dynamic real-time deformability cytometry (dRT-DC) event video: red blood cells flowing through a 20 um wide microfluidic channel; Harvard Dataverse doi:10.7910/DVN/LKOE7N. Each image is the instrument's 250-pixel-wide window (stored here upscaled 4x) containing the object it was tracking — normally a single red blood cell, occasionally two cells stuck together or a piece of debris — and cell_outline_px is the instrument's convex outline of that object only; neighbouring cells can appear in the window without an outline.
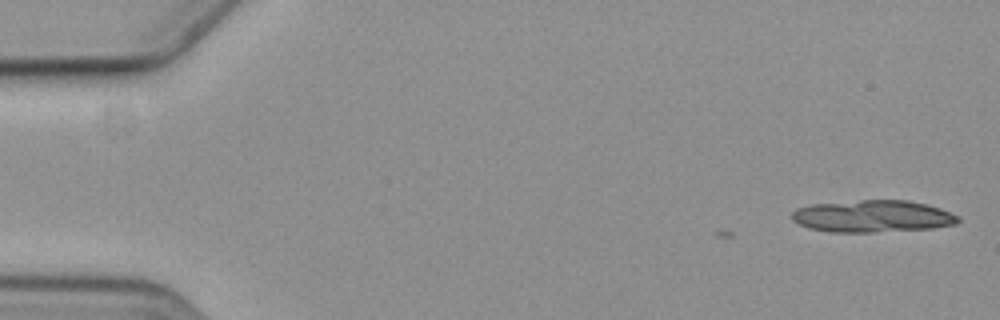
{"species": "common noctule bat (a hibernating species)", "species_latin": "Nyctalus noctula", "temperature_condition": "cold", "stored_images_in_passage": 3, "camera_frame_rate_fps": 3000, "um_per_image_px": 0.085, "animal": {"sex": "female", "body_mass_g": 19.3, "forearm_length_mm": 54.1}, "frame": {"image": 1, "passage_image": 3, "time_ms": 0.667, "image_size_px": [1000, 320], "cell_outline_px": [[960, 220], [956, 224], [932, 228], [872, 232], [832, 232], [808, 228], [792, 220], [792, 212], [796, 208], [808, 204], [860, 200], [908, 200], [928, 204], [940, 208], [960, 216]], "centroid_in_image_um": [74.17, 18.37], "position_along_channel_um": 10.8, "area_um2": 31.27}}